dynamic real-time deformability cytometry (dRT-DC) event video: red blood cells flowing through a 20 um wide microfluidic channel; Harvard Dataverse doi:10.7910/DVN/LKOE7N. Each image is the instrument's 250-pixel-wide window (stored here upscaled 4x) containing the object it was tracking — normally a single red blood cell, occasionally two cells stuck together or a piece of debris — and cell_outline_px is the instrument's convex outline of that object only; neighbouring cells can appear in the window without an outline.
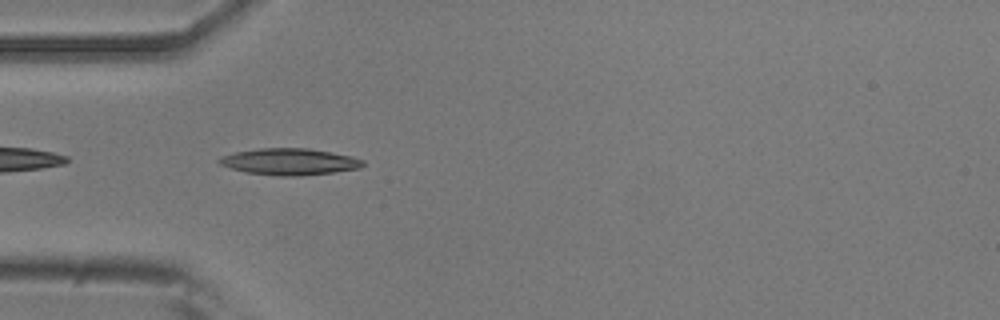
{"species": "common noctule bat (a hibernating species)", "species_latin": "Nyctalus noctula", "temperature_condition": "room temperature", "stored_images_in_passage": 34, "camera_frame_rate_fps": 3000, "um_per_image_px": 0.085, "animal": {"sex": "male", "body_mass_g": 20.5, "forearm_length_mm": 52.5}, "frame": {"image": 1, "passage_image": 2, "time_ms": 0.333, "image_size_px": [1000, 320], "cell_outline_px": [[364, 164], [360, 168], [332, 172], [300, 176], [280, 176], [248, 172], [232, 168], [220, 164], [216, 160], [224, 156], [236, 152], [260, 148], [308, 148], [352, 156], [364, 160]], "centroid_in_image_um": [24.64, 13.74], "position_along_channel_um": 60.4, "area_um2": 21.96}}
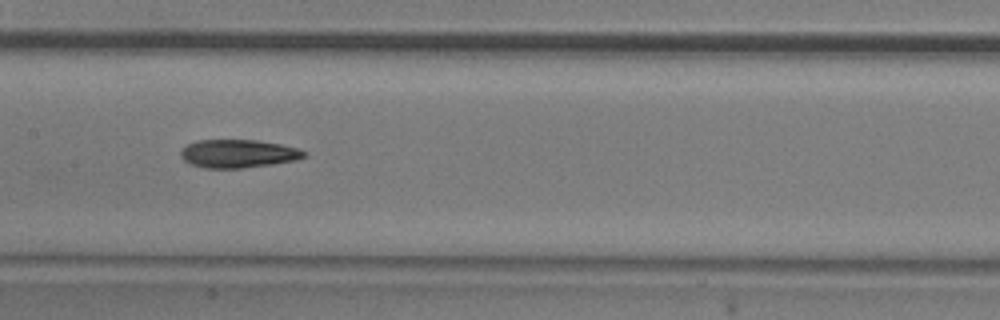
{"frame": {"image": 2, "passage_image": 12, "time_ms": 3.667, "image_size_px": [1000, 320], "cell_outline_px": [[308, 156], [296, 160], [272, 164], [240, 168], [204, 168], [192, 164], [184, 160], [180, 156], [180, 152], [188, 144], [196, 140], [256, 140], [280, 144], [296, 148], [304, 152]], "centroid_in_image_um": [20.23, 13.06], "position_along_channel_um": 187.2, "area_um2": 20.11}}
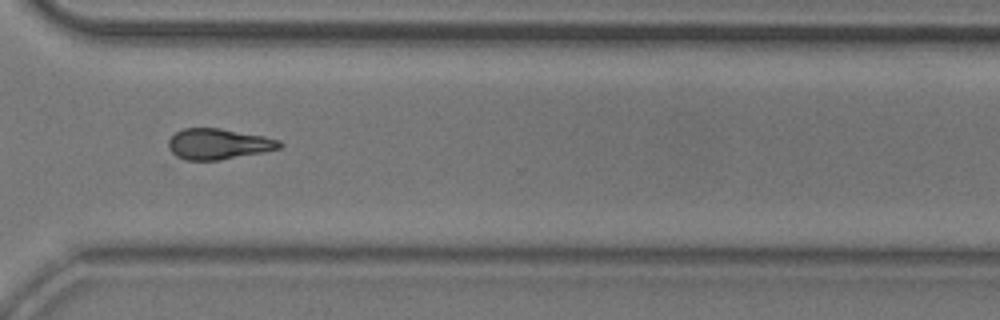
{"frame": {"image": 3, "passage_image": 25, "time_ms": 8.0, "image_size_px": [1000, 320], "cell_outline_px": [[284, 144], [280, 148], [264, 152], [220, 160], [184, 160], [176, 156], [168, 148], [168, 140], [176, 132], [184, 128], [220, 128], [264, 136], [280, 140]], "centroid_in_image_um": [18.57, 12.24], "position_along_channel_um": 352.0, "area_um2": 20.0}, "authors_computed_cell_mechanics": {"area_um2": 20.0566, "velocity_mm_per_s": 3.8215, "shape_relaxation_time_tau1_ms": 4.7066, "shape_relaxation_time_tau2_ms": 6.4904, "deformation_change_tau1": 0.1578, "deformation_change_tau2": 0.1663}}